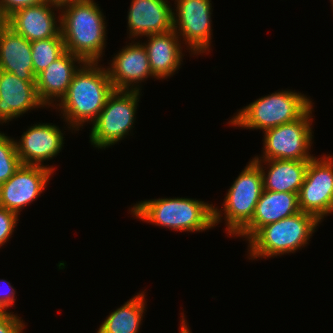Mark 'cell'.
Wrapping results in <instances>:
<instances>
[{
	"label": "cell",
	"instance_id": "obj_1",
	"mask_svg": "<svg viewBox=\"0 0 333 333\" xmlns=\"http://www.w3.org/2000/svg\"><path fill=\"white\" fill-rule=\"evenodd\" d=\"M108 70L99 62H85L75 73L66 94L53 107L73 132L92 124L114 91ZM61 111V112H60Z\"/></svg>",
	"mask_w": 333,
	"mask_h": 333
},
{
	"label": "cell",
	"instance_id": "obj_2",
	"mask_svg": "<svg viewBox=\"0 0 333 333\" xmlns=\"http://www.w3.org/2000/svg\"><path fill=\"white\" fill-rule=\"evenodd\" d=\"M65 50L85 62H101L106 46L105 16L94 0L72 1L60 6ZM104 50V51H103Z\"/></svg>",
	"mask_w": 333,
	"mask_h": 333
},
{
	"label": "cell",
	"instance_id": "obj_3",
	"mask_svg": "<svg viewBox=\"0 0 333 333\" xmlns=\"http://www.w3.org/2000/svg\"><path fill=\"white\" fill-rule=\"evenodd\" d=\"M132 216L146 223L180 232H203L214 228V205L184 197L158 198L136 202Z\"/></svg>",
	"mask_w": 333,
	"mask_h": 333
},
{
	"label": "cell",
	"instance_id": "obj_4",
	"mask_svg": "<svg viewBox=\"0 0 333 333\" xmlns=\"http://www.w3.org/2000/svg\"><path fill=\"white\" fill-rule=\"evenodd\" d=\"M320 223L314 215L300 211L264 225L248 240L249 260L295 253L309 244Z\"/></svg>",
	"mask_w": 333,
	"mask_h": 333
},
{
	"label": "cell",
	"instance_id": "obj_5",
	"mask_svg": "<svg viewBox=\"0 0 333 333\" xmlns=\"http://www.w3.org/2000/svg\"><path fill=\"white\" fill-rule=\"evenodd\" d=\"M312 101L295 90L275 91L240 109L227 124L264 132L301 118L313 106Z\"/></svg>",
	"mask_w": 333,
	"mask_h": 333
},
{
	"label": "cell",
	"instance_id": "obj_6",
	"mask_svg": "<svg viewBox=\"0 0 333 333\" xmlns=\"http://www.w3.org/2000/svg\"><path fill=\"white\" fill-rule=\"evenodd\" d=\"M263 190L260 166L251 159L228 189L222 208L214 205V226L224 219L226 234L235 238L252 220Z\"/></svg>",
	"mask_w": 333,
	"mask_h": 333
},
{
	"label": "cell",
	"instance_id": "obj_7",
	"mask_svg": "<svg viewBox=\"0 0 333 333\" xmlns=\"http://www.w3.org/2000/svg\"><path fill=\"white\" fill-rule=\"evenodd\" d=\"M141 93L136 90H114L108 96L89 133L93 147L105 150L131 134Z\"/></svg>",
	"mask_w": 333,
	"mask_h": 333
},
{
	"label": "cell",
	"instance_id": "obj_8",
	"mask_svg": "<svg viewBox=\"0 0 333 333\" xmlns=\"http://www.w3.org/2000/svg\"><path fill=\"white\" fill-rule=\"evenodd\" d=\"M313 106L299 119L265 130L263 154L253 160L285 159L309 161L314 132L312 128ZM310 151V152H309Z\"/></svg>",
	"mask_w": 333,
	"mask_h": 333
},
{
	"label": "cell",
	"instance_id": "obj_9",
	"mask_svg": "<svg viewBox=\"0 0 333 333\" xmlns=\"http://www.w3.org/2000/svg\"><path fill=\"white\" fill-rule=\"evenodd\" d=\"M173 8V30L190 50L191 55L207 54L212 40V1L175 0ZM212 35V36H211Z\"/></svg>",
	"mask_w": 333,
	"mask_h": 333
},
{
	"label": "cell",
	"instance_id": "obj_10",
	"mask_svg": "<svg viewBox=\"0 0 333 333\" xmlns=\"http://www.w3.org/2000/svg\"><path fill=\"white\" fill-rule=\"evenodd\" d=\"M299 209L314 215L321 223L333 213V157L325 154L309 160L304 182L298 193Z\"/></svg>",
	"mask_w": 333,
	"mask_h": 333
},
{
	"label": "cell",
	"instance_id": "obj_11",
	"mask_svg": "<svg viewBox=\"0 0 333 333\" xmlns=\"http://www.w3.org/2000/svg\"><path fill=\"white\" fill-rule=\"evenodd\" d=\"M53 173L54 171L47 167L22 164L0 185V207L20 215L23 208L45 191Z\"/></svg>",
	"mask_w": 333,
	"mask_h": 333
},
{
	"label": "cell",
	"instance_id": "obj_12",
	"mask_svg": "<svg viewBox=\"0 0 333 333\" xmlns=\"http://www.w3.org/2000/svg\"><path fill=\"white\" fill-rule=\"evenodd\" d=\"M60 128L53 123L40 122L28 127L21 138L15 140L21 164L43 166L55 171V167L43 163L62 151L65 137Z\"/></svg>",
	"mask_w": 333,
	"mask_h": 333
},
{
	"label": "cell",
	"instance_id": "obj_13",
	"mask_svg": "<svg viewBox=\"0 0 333 333\" xmlns=\"http://www.w3.org/2000/svg\"><path fill=\"white\" fill-rule=\"evenodd\" d=\"M128 44L116 55L114 54L106 68L115 90L141 91V82L155 77L151 72L145 47L140 40Z\"/></svg>",
	"mask_w": 333,
	"mask_h": 333
},
{
	"label": "cell",
	"instance_id": "obj_14",
	"mask_svg": "<svg viewBox=\"0 0 333 333\" xmlns=\"http://www.w3.org/2000/svg\"><path fill=\"white\" fill-rule=\"evenodd\" d=\"M9 26L30 42L62 36L60 6L46 0L18 9L9 16Z\"/></svg>",
	"mask_w": 333,
	"mask_h": 333
},
{
	"label": "cell",
	"instance_id": "obj_15",
	"mask_svg": "<svg viewBox=\"0 0 333 333\" xmlns=\"http://www.w3.org/2000/svg\"><path fill=\"white\" fill-rule=\"evenodd\" d=\"M169 3L168 0H132L127 13L130 40L173 30V9Z\"/></svg>",
	"mask_w": 333,
	"mask_h": 333
},
{
	"label": "cell",
	"instance_id": "obj_16",
	"mask_svg": "<svg viewBox=\"0 0 333 333\" xmlns=\"http://www.w3.org/2000/svg\"><path fill=\"white\" fill-rule=\"evenodd\" d=\"M41 107L45 108V105L38 97L36 81H25L0 70L1 125Z\"/></svg>",
	"mask_w": 333,
	"mask_h": 333
},
{
	"label": "cell",
	"instance_id": "obj_17",
	"mask_svg": "<svg viewBox=\"0 0 333 333\" xmlns=\"http://www.w3.org/2000/svg\"><path fill=\"white\" fill-rule=\"evenodd\" d=\"M84 63L81 57L65 51L36 76L37 94L45 107H54L62 99Z\"/></svg>",
	"mask_w": 333,
	"mask_h": 333
},
{
	"label": "cell",
	"instance_id": "obj_18",
	"mask_svg": "<svg viewBox=\"0 0 333 333\" xmlns=\"http://www.w3.org/2000/svg\"><path fill=\"white\" fill-rule=\"evenodd\" d=\"M300 212L298 194L263 190L252 220L235 236L249 240L261 227Z\"/></svg>",
	"mask_w": 333,
	"mask_h": 333
},
{
	"label": "cell",
	"instance_id": "obj_19",
	"mask_svg": "<svg viewBox=\"0 0 333 333\" xmlns=\"http://www.w3.org/2000/svg\"><path fill=\"white\" fill-rule=\"evenodd\" d=\"M147 41L140 42L148 55L151 72L162 81L173 77L183 62L181 39L174 30L167 33L148 35Z\"/></svg>",
	"mask_w": 333,
	"mask_h": 333
},
{
	"label": "cell",
	"instance_id": "obj_20",
	"mask_svg": "<svg viewBox=\"0 0 333 333\" xmlns=\"http://www.w3.org/2000/svg\"><path fill=\"white\" fill-rule=\"evenodd\" d=\"M254 161L260 166L264 190L299 193L309 161L285 159Z\"/></svg>",
	"mask_w": 333,
	"mask_h": 333
},
{
	"label": "cell",
	"instance_id": "obj_21",
	"mask_svg": "<svg viewBox=\"0 0 333 333\" xmlns=\"http://www.w3.org/2000/svg\"><path fill=\"white\" fill-rule=\"evenodd\" d=\"M0 70L25 81H36L31 42L10 26L0 36Z\"/></svg>",
	"mask_w": 333,
	"mask_h": 333
},
{
	"label": "cell",
	"instance_id": "obj_22",
	"mask_svg": "<svg viewBox=\"0 0 333 333\" xmlns=\"http://www.w3.org/2000/svg\"><path fill=\"white\" fill-rule=\"evenodd\" d=\"M145 292L141 291L122 306L109 313L97 333H139L147 311Z\"/></svg>",
	"mask_w": 333,
	"mask_h": 333
},
{
	"label": "cell",
	"instance_id": "obj_23",
	"mask_svg": "<svg viewBox=\"0 0 333 333\" xmlns=\"http://www.w3.org/2000/svg\"><path fill=\"white\" fill-rule=\"evenodd\" d=\"M62 36L35 40L31 42L34 76L47 68L53 61L65 52Z\"/></svg>",
	"mask_w": 333,
	"mask_h": 333
},
{
	"label": "cell",
	"instance_id": "obj_24",
	"mask_svg": "<svg viewBox=\"0 0 333 333\" xmlns=\"http://www.w3.org/2000/svg\"><path fill=\"white\" fill-rule=\"evenodd\" d=\"M15 139L0 131V185L21 166Z\"/></svg>",
	"mask_w": 333,
	"mask_h": 333
},
{
	"label": "cell",
	"instance_id": "obj_25",
	"mask_svg": "<svg viewBox=\"0 0 333 333\" xmlns=\"http://www.w3.org/2000/svg\"><path fill=\"white\" fill-rule=\"evenodd\" d=\"M19 215L0 207V248L9 241L19 221Z\"/></svg>",
	"mask_w": 333,
	"mask_h": 333
},
{
	"label": "cell",
	"instance_id": "obj_26",
	"mask_svg": "<svg viewBox=\"0 0 333 333\" xmlns=\"http://www.w3.org/2000/svg\"><path fill=\"white\" fill-rule=\"evenodd\" d=\"M25 323L17 314L0 312V333H24Z\"/></svg>",
	"mask_w": 333,
	"mask_h": 333
},
{
	"label": "cell",
	"instance_id": "obj_27",
	"mask_svg": "<svg viewBox=\"0 0 333 333\" xmlns=\"http://www.w3.org/2000/svg\"><path fill=\"white\" fill-rule=\"evenodd\" d=\"M2 284V287H5L4 290H0V312H10L9 308L14 306L15 304V293L16 290L11 285L10 281H6L5 279H0V285ZM3 284L5 286H3ZM7 287V288H6ZM8 309V310H7Z\"/></svg>",
	"mask_w": 333,
	"mask_h": 333
},
{
	"label": "cell",
	"instance_id": "obj_28",
	"mask_svg": "<svg viewBox=\"0 0 333 333\" xmlns=\"http://www.w3.org/2000/svg\"><path fill=\"white\" fill-rule=\"evenodd\" d=\"M45 1L46 0H0V6L3 8L4 12L10 16L18 9L39 5Z\"/></svg>",
	"mask_w": 333,
	"mask_h": 333
},
{
	"label": "cell",
	"instance_id": "obj_29",
	"mask_svg": "<svg viewBox=\"0 0 333 333\" xmlns=\"http://www.w3.org/2000/svg\"><path fill=\"white\" fill-rule=\"evenodd\" d=\"M9 27V16L4 12L0 6V36Z\"/></svg>",
	"mask_w": 333,
	"mask_h": 333
},
{
	"label": "cell",
	"instance_id": "obj_30",
	"mask_svg": "<svg viewBox=\"0 0 333 333\" xmlns=\"http://www.w3.org/2000/svg\"><path fill=\"white\" fill-rule=\"evenodd\" d=\"M181 322H180V328H179V333H191L189 326L187 325L188 322L185 319V315L183 313H181Z\"/></svg>",
	"mask_w": 333,
	"mask_h": 333
},
{
	"label": "cell",
	"instance_id": "obj_31",
	"mask_svg": "<svg viewBox=\"0 0 333 333\" xmlns=\"http://www.w3.org/2000/svg\"><path fill=\"white\" fill-rule=\"evenodd\" d=\"M48 1L61 6L62 4L72 2V1H79V0H48Z\"/></svg>",
	"mask_w": 333,
	"mask_h": 333
},
{
	"label": "cell",
	"instance_id": "obj_32",
	"mask_svg": "<svg viewBox=\"0 0 333 333\" xmlns=\"http://www.w3.org/2000/svg\"><path fill=\"white\" fill-rule=\"evenodd\" d=\"M330 2H331V5H332V8H333V0H330ZM333 10V9H332Z\"/></svg>",
	"mask_w": 333,
	"mask_h": 333
}]
</instances>
